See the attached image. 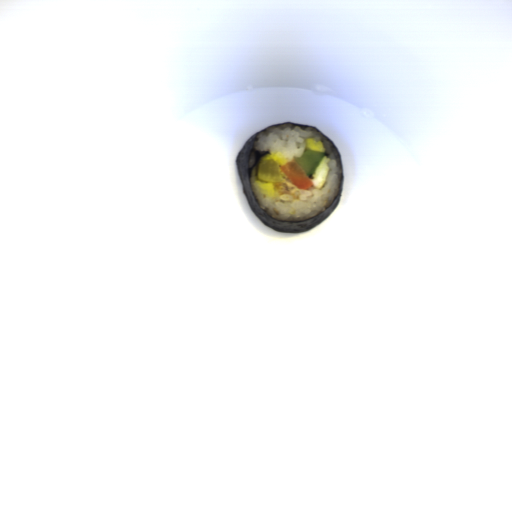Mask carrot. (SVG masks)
Returning a JSON list of instances; mask_svg holds the SVG:
<instances>
[{
  "mask_svg": "<svg viewBox=\"0 0 512 512\" xmlns=\"http://www.w3.org/2000/svg\"><path fill=\"white\" fill-rule=\"evenodd\" d=\"M280 170L288 179V181L293 184L296 188L300 190H308L313 187V183L310 178L305 173L302 166L294 157L289 162L281 165Z\"/></svg>",
  "mask_w": 512,
  "mask_h": 512,
  "instance_id": "carrot-1",
  "label": "carrot"
}]
</instances>
